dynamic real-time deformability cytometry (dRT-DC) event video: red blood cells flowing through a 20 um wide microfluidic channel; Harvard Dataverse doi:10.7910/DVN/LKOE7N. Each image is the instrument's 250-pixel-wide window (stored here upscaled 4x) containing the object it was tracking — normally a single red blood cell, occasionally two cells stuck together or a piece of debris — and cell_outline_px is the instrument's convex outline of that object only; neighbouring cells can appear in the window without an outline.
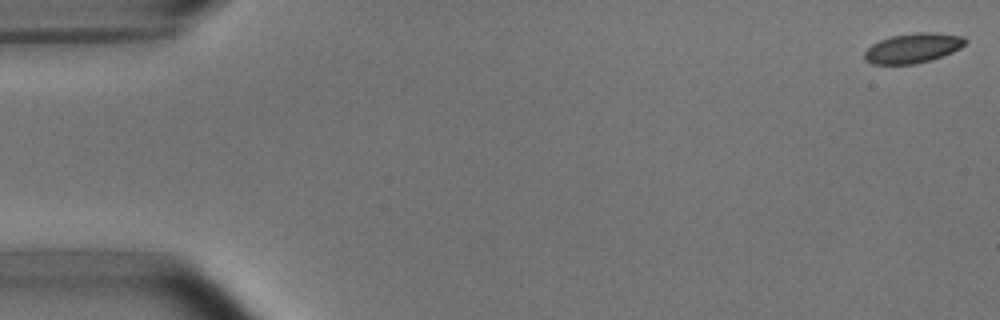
{"species": "common noctule bat (a hibernating species)", "species_latin": "Nyctalus noctula", "temperature_condition": "room temperature", "stored_images_in_passage": 53, "camera_frame_rate_fps": 3000, "um_per_image_px": 0.085, "animal": {"sex": "male", "body_mass_g": 15.6}, "frame": {"image": 1, "passage_image": 1, "time_ms": 0.0, "image_size_px": [1000, 320], "cell_outline_px": [[968, 40], [960, 48], [952, 52], [916, 64], [872, 64], [864, 60], [864, 52], [872, 44], [880, 40], [892, 36], [916, 32], [936, 32], [964, 36]], "centroid_in_image_um": [77.59, 4.08], "position_along_channel_um": 7.4, "area_um2": 17.46}}
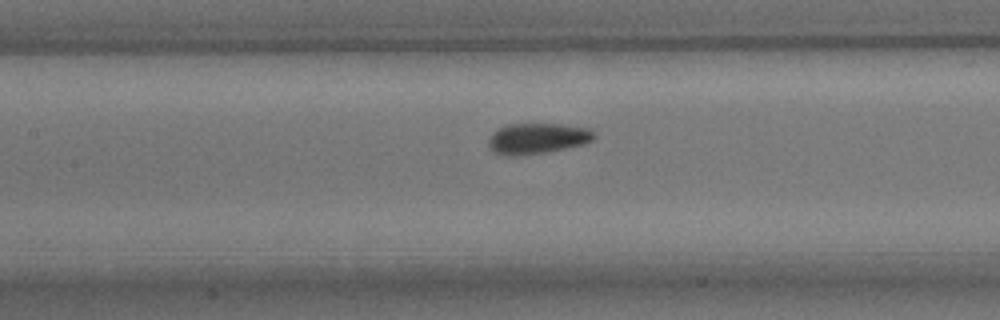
{"frame": {"image": 2, "passage_image": 24, "time_ms": 7.667, "image_size_px": [1000, 320], "cell_outline_px": [[596, 136], [592, 140], [584, 144], [544, 152], [508, 156], [492, 152], [488, 144], [488, 140], [492, 132], [496, 128], [508, 124], [560, 124], [592, 128]], "centroid_in_image_um": [45.66, 11.75], "position_along_channel_um": 161.7, "area_um2": 18.96}}
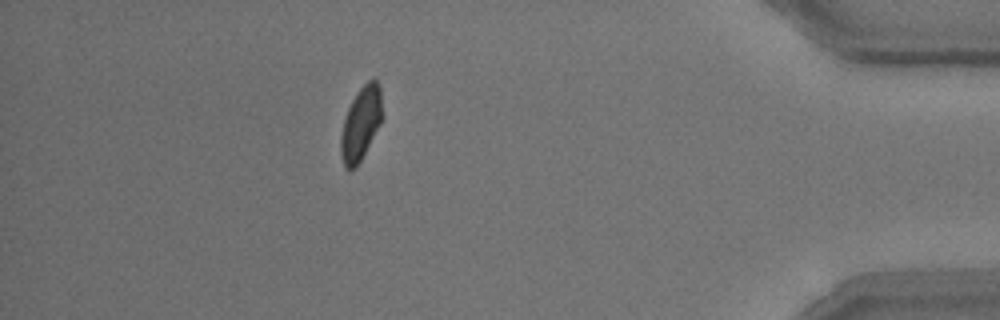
{"frame": {"image": 3, "passage_image": 47, "time_ms": 15.333, "image_size_px": [1000, 320], "cell_outline_px": [[380, 124], [356, 168], [344, 168], [340, 152], [340, 136], [344, 120], [348, 108], [352, 100], [360, 88], [372, 76], [380, 84]], "centroid_in_image_um": [30.64, 10.5], "position_along_channel_um": 404.6, "area_um2": 17.34}, "authors_computed_cell_mechanics": {"area_um2": 18.1492, "velocity_mm_per_s": 3.7817, "shape_relaxation_time_tau1_ms": 3.2987, "shape_relaxation_time_tau2_ms": 1.6215, "deformation_change_tau1": 0.1183, "deformation_change_tau2": 0.0675}}